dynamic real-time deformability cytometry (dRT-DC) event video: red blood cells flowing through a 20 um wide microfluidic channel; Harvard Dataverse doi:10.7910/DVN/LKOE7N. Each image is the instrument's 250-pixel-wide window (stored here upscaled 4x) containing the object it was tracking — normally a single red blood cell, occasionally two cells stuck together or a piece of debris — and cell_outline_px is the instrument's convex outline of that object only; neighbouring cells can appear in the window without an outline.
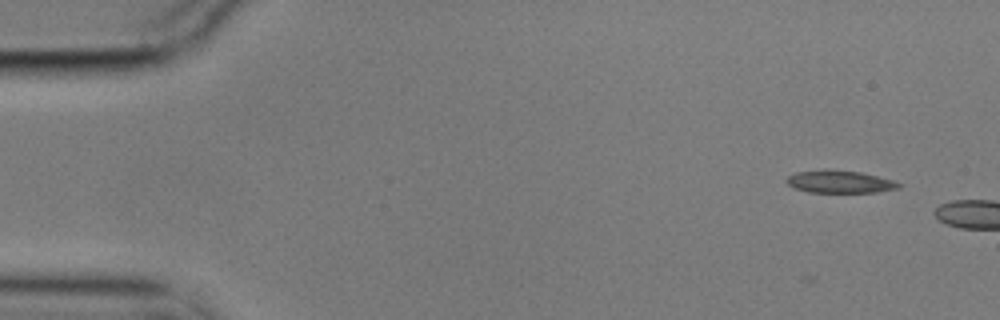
{"species": "common noctule bat (a hibernating species)", "species_latin": "Nyctalus noctula", "temperature_condition": "cold", "stored_images_in_passage": 4, "camera_frame_rate_fps": 3000, "um_per_image_px": 0.085, "animal": {"sex": "male", "body_mass_g": 17.9}, "frame": {"image": 1, "passage_image": 1, "time_ms": 0.0, "image_size_px": [1000, 320], "cell_outline_px": [[904, 184], [900, 188], [876, 192], [808, 192], [792, 188], [784, 180], [788, 176], [796, 172], [860, 172], [892, 180]], "centroid_in_image_um": [71.41, 15.5], "position_along_channel_um": 13.6, "area_um2": 14.05}}